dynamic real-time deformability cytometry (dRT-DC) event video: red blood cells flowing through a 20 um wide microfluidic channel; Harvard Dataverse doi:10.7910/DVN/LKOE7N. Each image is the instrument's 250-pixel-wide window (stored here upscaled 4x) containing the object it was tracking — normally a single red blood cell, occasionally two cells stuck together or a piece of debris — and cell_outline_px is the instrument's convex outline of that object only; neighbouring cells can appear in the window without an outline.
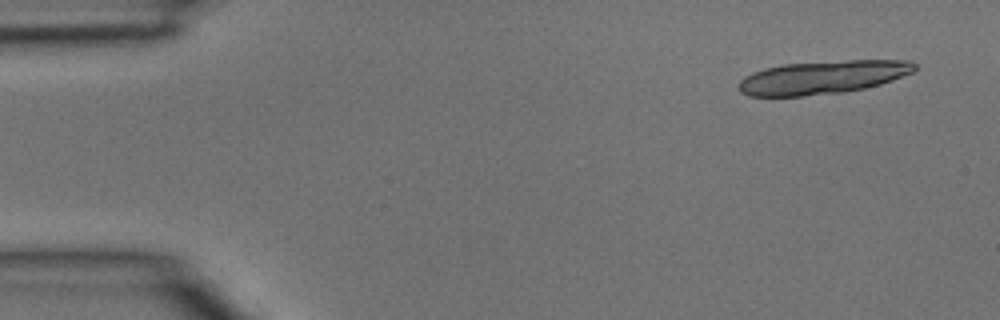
{"species": "common noctule bat (a hibernating species)", "species_latin": "Nyctalus noctula", "temperature_condition": "room temperature", "stored_images_in_passage": 4, "camera_frame_rate_fps": 3000, "um_per_image_px": 0.085, "animal": {"sex": "male", "body_mass_g": 15.6}, "frame": {"image": 1, "passage_image": 1, "time_ms": 0.0, "image_size_px": [1000, 320], "cell_outline_px": [[916, 68], [912, 72], [892, 80], [880, 84], [864, 88], [844, 92], [804, 96], [748, 96], [740, 92], [740, 80], [744, 76], [752, 72], [764, 68], [784, 64], [848, 60], [912, 60], [916, 64]], "centroid_in_image_um": [69.92, 6.57], "position_along_channel_um": 15.1, "area_um2": 34.16}}
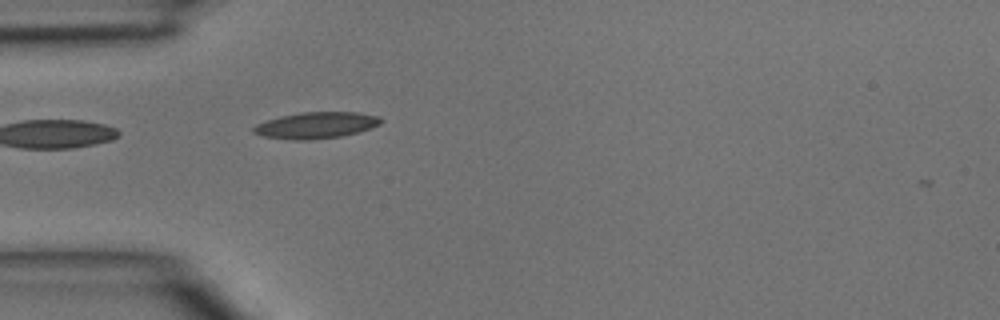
{"frame": {"image": 2, "passage_image": 4, "time_ms": 1.0, "image_size_px": [1000, 320], "cell_outline_px": [[384, 120], [380, 124], [372, 128], [360, 132], [340, 136], [308, 140], [296, 140], [260, 136], [252, 132], [252, 128], [256, 124], [280, 116], [300, 112], [356, 112], [380, 116]], "centroid_in_image_um": [26.89, 10.64], "position_along_channel_um": 58.1, "area_um2": 19.71}}